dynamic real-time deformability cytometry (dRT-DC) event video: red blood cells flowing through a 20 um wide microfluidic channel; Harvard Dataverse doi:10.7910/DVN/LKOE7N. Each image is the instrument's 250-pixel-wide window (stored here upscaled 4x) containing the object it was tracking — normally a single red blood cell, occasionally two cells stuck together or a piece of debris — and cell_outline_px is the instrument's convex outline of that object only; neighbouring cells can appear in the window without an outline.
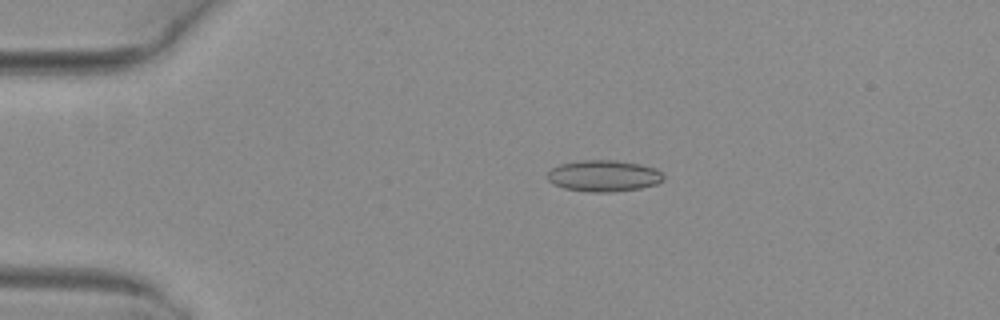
{"species": "common noctule bat (a hibernating species)", "species_latin": "Nyctalus noctula", "temperature_condition": "warm", "stored_images_in_passage": 5, "camera_frame_rate_fps": 3000, "um_per_image_px": 0.085, "animal": {"sex": "female", "body_mass_g": 29.2, "forearm_length_mm": 56.3}, "frame": {"image": 1, "passage_image": 2, "time_ms": 0.333, "image_size_px": [1000, 320], "cell_outline_px": [[664, 180], [656, 184], [640, 188], [608, 192], [588, 192], [564, 188], [552, 184], [548, 180], [548, 172], [552, 168], [560, 164], [580, 160], [616, 160], [640, 164], [656, 168], [664, 176]], "centroid_in_image_um": [51.31, 14.94], "position_along_channel_um": 33.7, "area_um2": 21.27}}
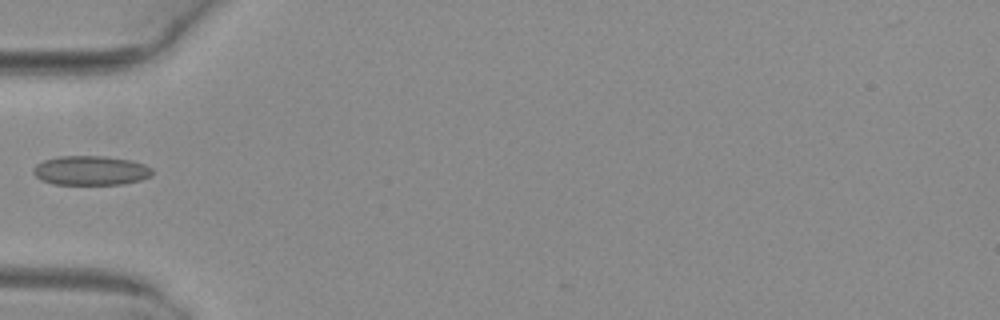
{"frame": {"image": 2, "passage_image": 4, "time_ms": 1.0, "image_size_px": [1000, 320], "cell_outline_px": [[152, 176], [140, 180], [124, 184], [52, 184], [40, 180], [32, 172], [32, 168], [36, 164], [44, 160], [56, 156], [104, 156], [132, 160], [144, 164], [152, 168]], "centroid_in_image_um": [7.69, 14.49], "position_along_channel_um": 77.3, "area_um2": 20.58}}
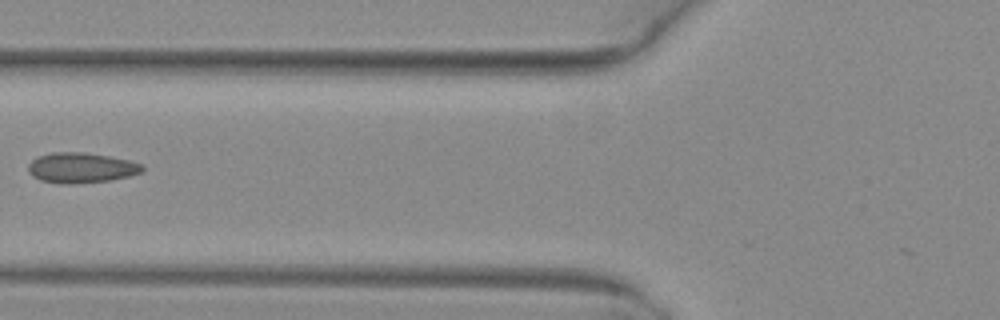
{"frame": {"image": 3, "passage_image": 5, "time_ms": 1.333, "image_size_px": [1000, 320], "cell_outline_px": [[144, 172], [112, 180], [76, 184], [60, 184], [40, 180], [32, 176], [28, 172], [28, 164], [36, 156], [52, 152], [84, 152], [108, 156], [128, 160], [144, 164]], "centroid_in_image_um": [6.89, 14.27], "position_along_channel_um": 118.9, "area_um2": 20.46}}